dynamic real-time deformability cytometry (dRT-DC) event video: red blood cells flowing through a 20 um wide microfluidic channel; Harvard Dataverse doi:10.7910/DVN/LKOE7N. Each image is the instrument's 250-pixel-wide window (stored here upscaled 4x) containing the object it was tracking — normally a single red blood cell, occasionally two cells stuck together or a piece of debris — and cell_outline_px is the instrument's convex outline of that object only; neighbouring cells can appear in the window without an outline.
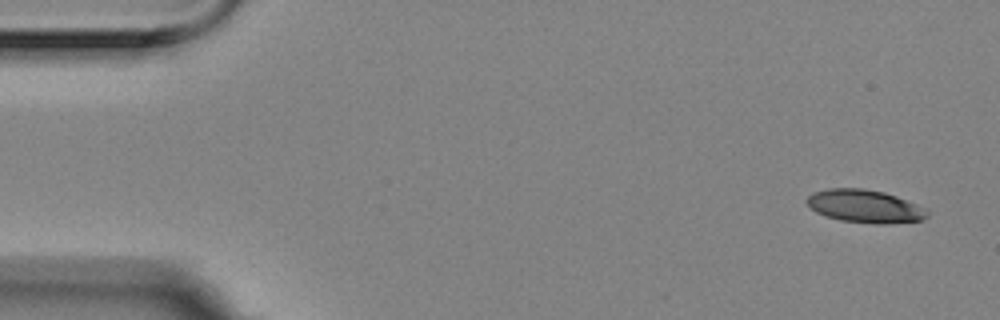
{"species": "Egyptian fruit bat (a non-hibernating species)", "species_latin": "Rousettus aegyptiacus", "temperature_condition": "room temperature", "stored_images_in_passage": 8, "camera_frame_rate_fps": 3000, "um_per_image_px": 0.085, "animal": {"sex": "female"}, "frame": {"image": 1, "passage_image": 1, "time_ms": 0.0, "image_size_px": [1000, 320], "cell_outline_px": [[928, 216], [924, 220], [888, 224], [872, 224], [840, 220], [816, 212], [804, 200], [812, 192], [828, 188], [860, 188], [884, 192], [896, 196], [916, 204], [924, 208], [928, 212]], "centroid_in_image_um": [73.51, 17.53], "position_along_channel_um": 11.5, "area_um2": 23.18}}
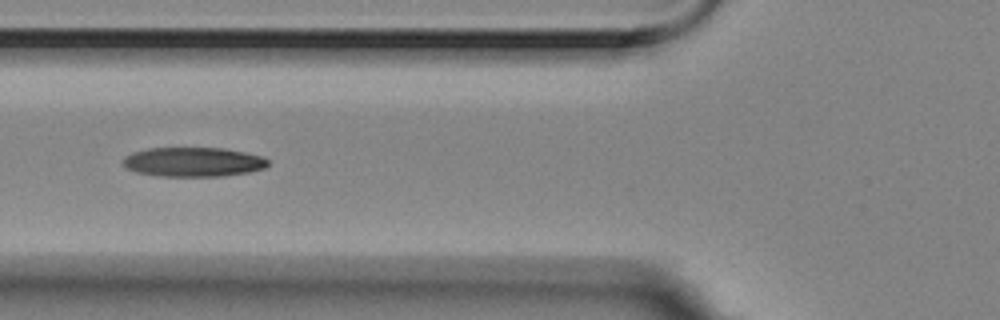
{"frame": {"image": 2, "passage_image": 6, "time_ms": 1.667, "image_size_px": [1000, 320], "cell_outline_px": [[268, 164], [264, 168], [248, 172], [224, 176], [160, 176], [136, 172], [124, 168], [124, 156], [132, 152], [148, 148], [224, 148], [264, 156], [268, 160]], "centroid_in_image_um": [16.42, 13.76], "position_along_channel_um": 109.4, "area_um2": 24.91}}
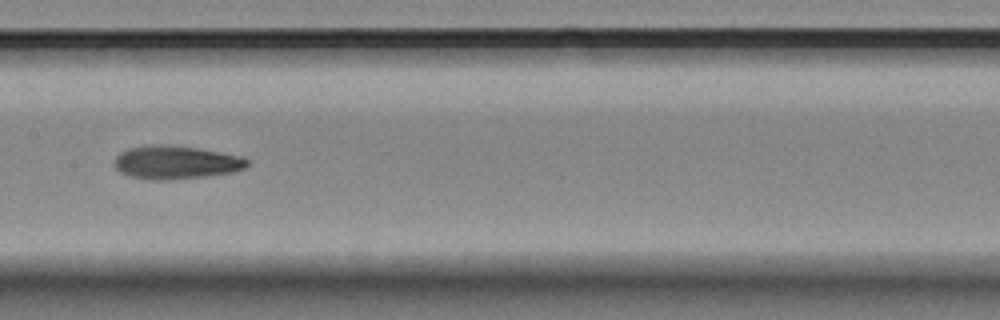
{"frame": {"image": 3, "passage_image": 8, "time_ms": 2.333, "image_size_px": [1000, 320], "cell_outline_px": [[248, 164], [244, 168], [232, 172], [208, 176], [164, 180], [152, 180], [132, 176], [120, 172], [112, 164], [116, 156], [120, 152], [128, 148], [152, 144], [160, 144], [196, 148], [220, 152], [240, 156], [248, 160]], "centroid_in_image_um": [14.91, 13.8], "position_along_channel_um": 192.5, "area_um2": 25.66}}